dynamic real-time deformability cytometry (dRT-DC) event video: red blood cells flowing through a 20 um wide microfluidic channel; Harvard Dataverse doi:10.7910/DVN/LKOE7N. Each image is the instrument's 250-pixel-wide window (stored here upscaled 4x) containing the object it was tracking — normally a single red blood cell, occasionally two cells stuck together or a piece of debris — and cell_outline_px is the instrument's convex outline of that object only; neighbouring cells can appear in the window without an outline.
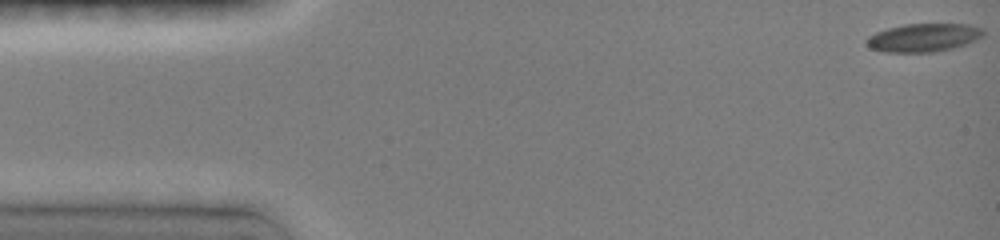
{"species": "common noctule bat (a hibernating species)", "species_latin": "Nyctalus noctula", "temperature_condition": "room temperature", "stored_images_in_passage": 44, "camera_frame_rate_fps": 3000, "um_per_image_px": 0.085, "animal": {"sex": "female", "body_mass_g": 19.0, "forearm_length_mm": 51.5}, "frame": {"image": 1, "passage_image": 1, "time_ms": 0.0, "image_size_px": [1000, 240], "cell_outline_px": [[984, 36], [964, 44], [952, 48], [932, 52], [884, 52], [868, 48], [864, 40], [868, 36], [876, 32], [888, 28], [904, 24], [968, 24], [984, 28]], "centroid_in_image_um": [78.46, 3.19], "position_along_channel_um": 6.5, "area_um2": 19.31}}
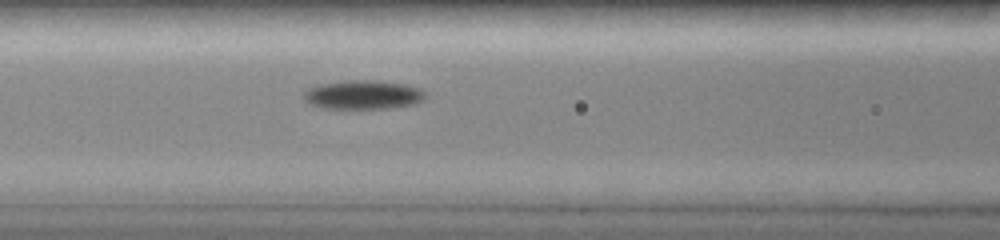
{"frame": {"image": 2, "passage_image": 34, "time_ms": 6.333, "image_size_px": [1000, 240], "cell_outline_px": [[428, 92], [424, 100], [412, 104], [388, 108], [324, 108], [308, 104], [304, 100], [304, 92], [308, 88], [320, 84], [348, 80], [376, 80], [404, 84], [420, 88]], "centroid_in_image_um": [30.87, 8.05], "position_along_channel_um": 135.7, "area_um2": 20.58}}
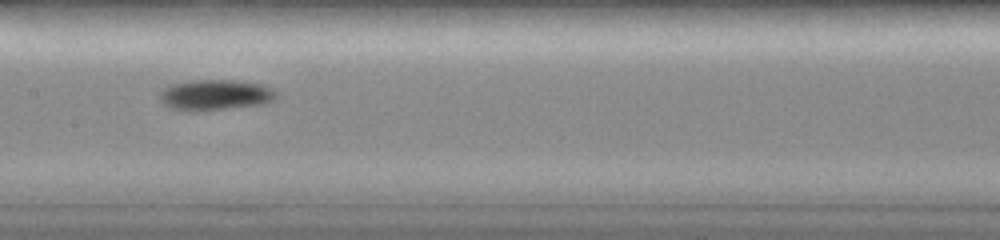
{"frame": {"image": 3, "passage_image": 43, "time_ms": 7.667, "image_size_px": [1000, 240], "cell_outline_px": [[276, 96], [272, 100], [260, 104], [196, 112], [192, 112], [172, 108], [164, 104], [160, 100], [160, 92], [168, 84], [192, 80], [236, 80], [264, 84], [272, 88], [276, 92]], "centroid_in_image_um": [18.26, 8.06], "position_along_channel_um": 189.1, "area_um2": 20.92}}